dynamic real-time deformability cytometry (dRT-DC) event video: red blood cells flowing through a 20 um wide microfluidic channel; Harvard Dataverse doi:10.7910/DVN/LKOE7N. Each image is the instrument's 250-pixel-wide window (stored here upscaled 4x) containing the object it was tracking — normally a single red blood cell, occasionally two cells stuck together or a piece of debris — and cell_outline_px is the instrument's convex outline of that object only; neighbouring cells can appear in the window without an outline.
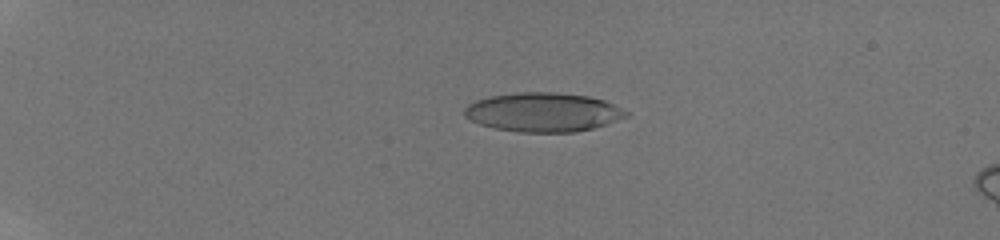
{"species": "human", "species_latin": "Homo sapiens", "temperature_condition": "room temperature", "stored_images_in_passage": 37, "camera_frame_rate_fps": 3000, "um_per_image_px": 0.085, "donor": {"sex": "male"}, "frame": {"image": 1, "passage_image": 22, "time_ms": 5.0, "image_size_px": [1000, 240], "cell_outline_px": [[628, 116], [592, 128], [576, 132], [520, 132], [496, 128], [480, 124], [464, 116], [464, 108], [468, 104], [476, 100], [488, 96], [516, 92], [552, 92], [588, 96], [604, 100], [628, 112]], "centroid_in_image_um": [46.13, 9.53], "position_along_channel_um": 38.9, "area_um2": 36.59}}
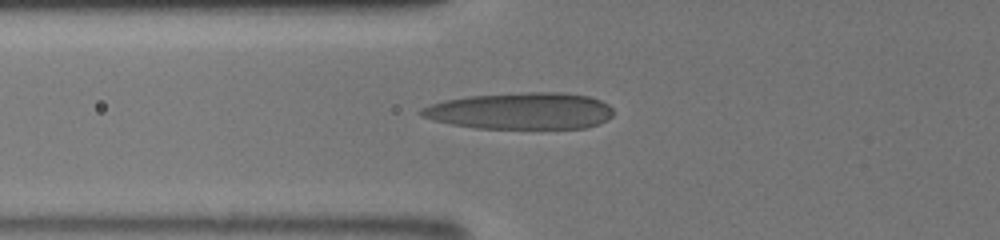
{"frame": {"image": 2, "passage_image": 31, "time_ms": 8.0, "image_size_px": [1000, 240], "cell_outline_px": [[612, 116], [608, 120], [600, 124], [584, 128], [476, 128], [452, 124], [432, 120], [420, 116], [416, 112], [420, 108], [444, 100], [468, 96], [524, 92], [564, 92], [588, 96], [600, 100], [608, 104], [612, 108]], "centroid_in_image_um": [44.25, 9.43], "position_along_channel_um": 81.6, "area_um2": 41.33}}
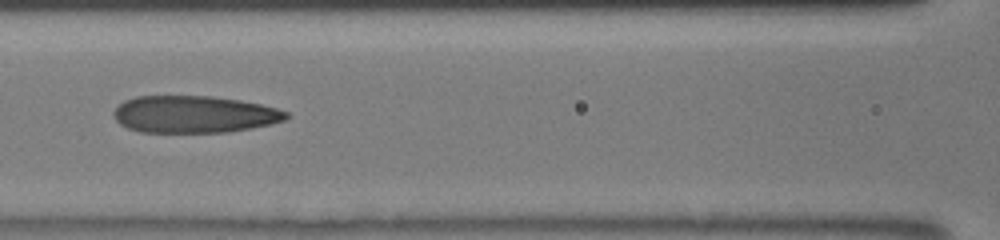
{"frame": {"image": 3, "passage_image": 35, "time_ms": 9.667, "image_size_px": [1000, 240], "cell_outline_px": [[292, 116], [284, 120], [272, 124], [252, 128], [228, 132], [140, 132], [128, 128], [120, 124], [112, 116], [112, 112], [124, 100], [136, 96], [212, 96], [240, 100], [260, 104], [276, 108], [288, 112]], "centroid_in_image_um": [16.51, 9.72], "position_along_channel_um": 150.1, "area_um2": 37.51}}